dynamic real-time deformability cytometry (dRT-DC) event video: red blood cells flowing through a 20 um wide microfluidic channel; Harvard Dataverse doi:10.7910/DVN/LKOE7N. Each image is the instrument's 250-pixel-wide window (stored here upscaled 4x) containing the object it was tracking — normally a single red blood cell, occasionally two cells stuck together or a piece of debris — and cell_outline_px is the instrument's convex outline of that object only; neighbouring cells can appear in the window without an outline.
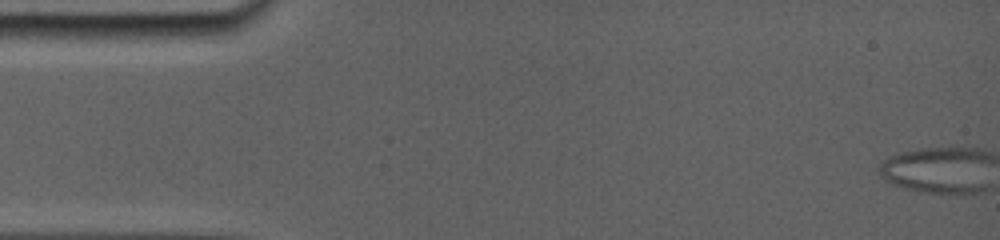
{"species": "common noctule bat (a hibernating species)", "species_latin": "Nyctalus noctula", "temperature_condition": "room temperature", "stored_images_in_passage": 14, "camera_frame_rate_fps": 5000, "um_per_image_px": 0.085, "animal": {"sex": "female", "body_mass_g": 19.0, "forearm_length_mm": 56.7}, "frame": {"image": 1, "passage_image": 1, "time_ms": 0.0, "image_size_px": [1000, 240], "cell_outline_px": [[984, 188], [972, 192], [932, 192], [912, 188], [888, 180], [884, 172], [900, 156], [920, 152], [968, 152], [984, 156]], "centroid_in_image_um": [79.83, 14.59], "position_along_channel_um": 5.2, "area_um2": 24.68}}
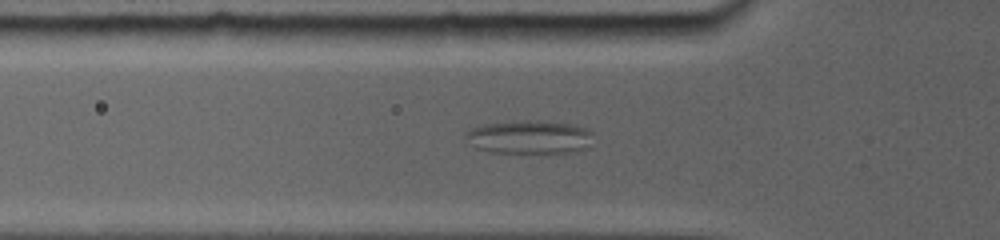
{"frame": {"image": 2, "passage_image": 10, "time_ms": 6.0, "image_size_px": [1000, 240], "cell_outline_px": [[588, 132], [580, 148], [568, 152], [492, 152], [480, 148], [468, 132], [476, 128], [492, 124], [568, 124], [580, 128]], "centroid_in_image_um": [44.96, 11.71], "position_along_channel_um": 80.8, "area_um2": 21.1}}
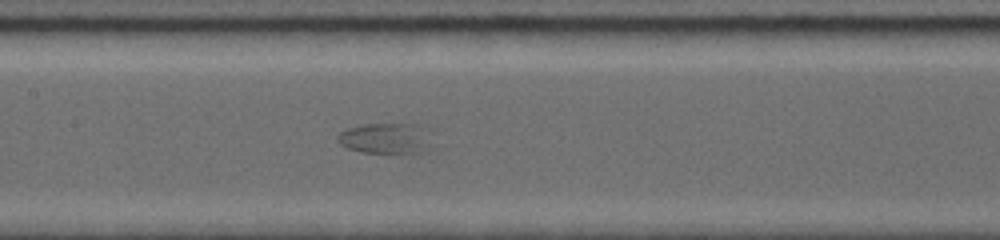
{"frame": {"image": 3, "passage_image": 14, "time_ms": 8.6, "image_size_px": [1000, 240], "cell_outline_px": [[420, 152], [364, 152], [348, 148], [340, 140], [340, 132], [352, 128], [368, 124], [404, 124]], "centroid_in_image_um": [32.24, 11.79], "position_along_channel_um": 175.2, "area_um2": 13.12}}